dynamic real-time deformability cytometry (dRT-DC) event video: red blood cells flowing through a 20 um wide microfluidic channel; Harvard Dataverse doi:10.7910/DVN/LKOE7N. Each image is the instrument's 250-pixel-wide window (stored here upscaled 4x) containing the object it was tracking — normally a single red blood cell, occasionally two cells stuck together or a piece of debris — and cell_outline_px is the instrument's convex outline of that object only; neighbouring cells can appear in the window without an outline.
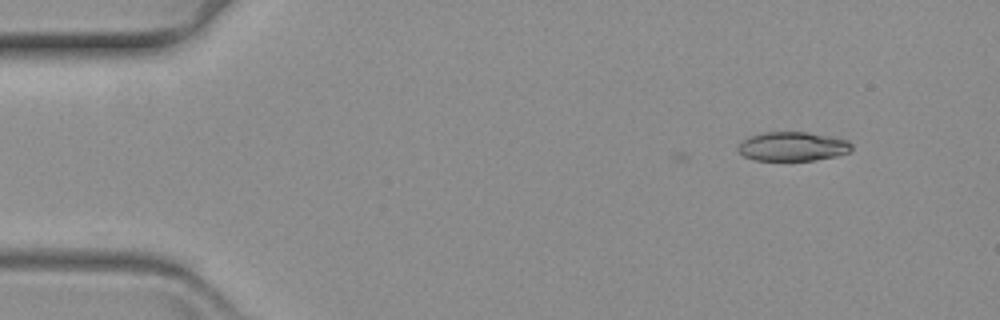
{"species": "common noctule bat (a hibernating species)", "species_latin": "Nyctalus noctula", "temperature_condition": "warm", "stored_images_in_passage": 3, "camera_frame_rate_fps": 3000, "um_per_image_px": 0.085, "animal": {"sex": "female", "body_mass_g": 19.3, "forearm_length_mm": 54.1}, "frame": {"image": 1, "passage_image": 1, "time_ms": 0.0, "image_size_px": [1000, 320], "cell_outline_px": [[852, 148], [848, 152], [836, 156], [812, 160], [756, 160], [744, 156], [736, 148], [748, 136], [764, 132], [808, 132], [848, 140], [852, 144]], "centroid_in_image_um": [67.37, 12.44], "position_along_channel_um": 17.6, "area_um2": 19.13}}